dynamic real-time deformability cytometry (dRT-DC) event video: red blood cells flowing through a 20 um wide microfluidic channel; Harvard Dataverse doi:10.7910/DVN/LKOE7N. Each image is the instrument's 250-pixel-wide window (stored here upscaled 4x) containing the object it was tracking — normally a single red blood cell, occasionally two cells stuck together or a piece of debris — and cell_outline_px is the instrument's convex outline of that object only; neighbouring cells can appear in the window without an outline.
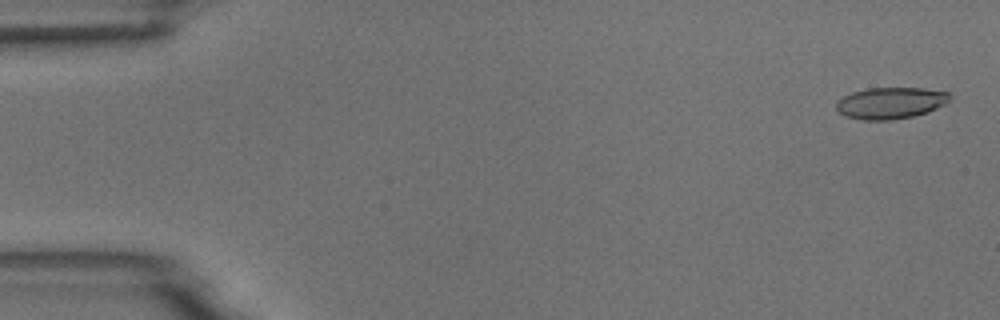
{"species": "common noctule bat (a hibernating species)", "species_latin": "Nyctalus noctula", "temperature_condition": "room temperature", "stored_images_in_passage": 6, "camera_frame_rate_fps": 3000, "um_per_image_px": 0.085, "animal": {"sex": "male", "body_mass_g": 18.8}, "frame": {"image": 1, "passage_image": 1, "time_ms": 0.0, "image_size_px": [1000, 320], "cell_outline_px": [[952, 96], [944, 104], [928, 112], [912, 116], [888, 120], [864, 120], [844, 116], [836, 108], [836, 100], [852, 92], [868, 88], [924, 88], [948, 92]], "centroid_in_image_um": [75.68, 8.75], "position_along_channel_um": 9.3, "area_um2": 20.81}}
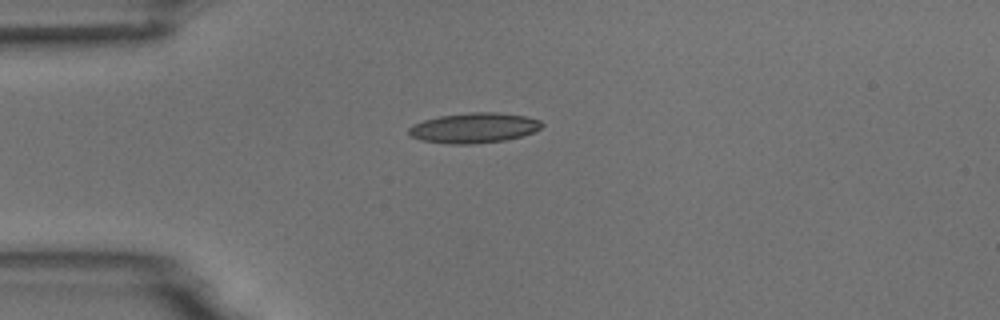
{"frame": {"image": 2, "passage_image": 4, "time_ms": 4.0, "image_size_px": [1000, 320], "cell_outline_px": [[544, 124], [540, 128], [532, 132], [520, 136], [504, 140], [472, 144], [448, 144], [420, 140], [412, 136], [408, 132], [408, 128], [412, 124], [424, 120], [440, 116], [472, 112], [496, 112], [524, 116], [540, 120]], "centroid_in_image_um": [40.26, 10.87], "position_along_channel_um": 44.7, "area_um2": 23.24}}
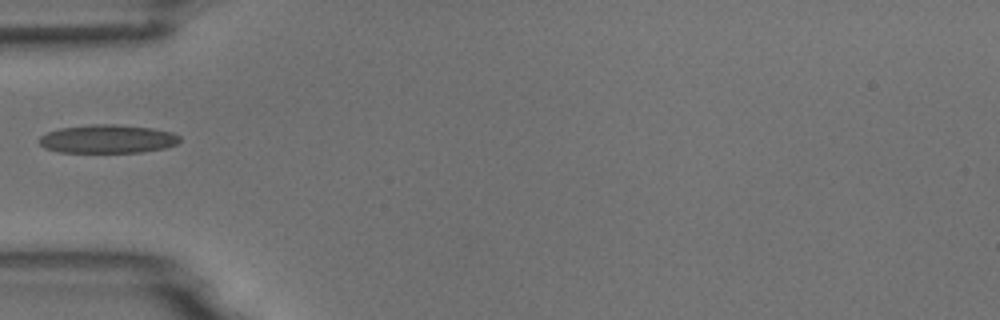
{"frame": {"image": 3, "passage_image": 5, "time_ms": 5.333, "image_size_px": [1000, 320], "cell_outline_px": [[180, 140], [176, 144], [164, 148], [140, 152], [60, 152], [44, 148], [36, 140], [40, 136], [48, 132], [60, 128], [92, 124], [116, 124], [152, 128], [172, 132], [180, 136]], "centroid_in_image_um": [9.12, 11.81], "position_along_channel_um": 75.9, "area_um2": 23.35}}